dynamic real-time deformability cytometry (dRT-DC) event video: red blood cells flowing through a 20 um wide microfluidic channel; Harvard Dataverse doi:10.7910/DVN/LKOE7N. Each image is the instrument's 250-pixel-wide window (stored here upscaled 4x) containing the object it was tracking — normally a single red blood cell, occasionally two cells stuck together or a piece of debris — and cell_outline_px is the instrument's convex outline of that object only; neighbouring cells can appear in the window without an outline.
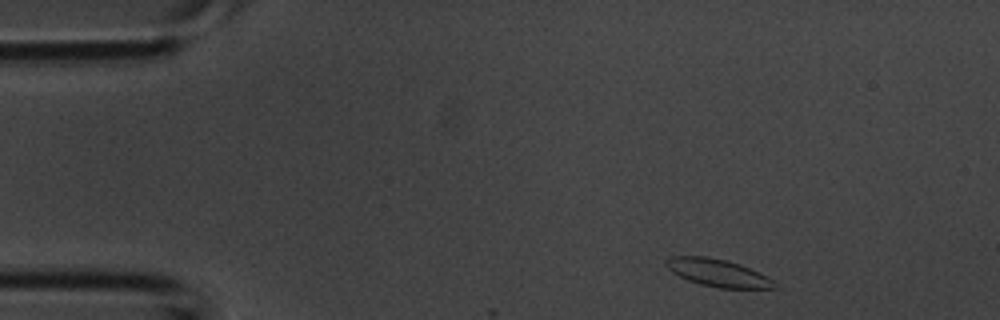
{"species": "common noctule bat (a hibernating species)", "species_latin": "Nyctalus noctula", "temperature_condition": "room temperature", "stored_images_in_passage": 3, "camera_frame_rate_fps": 3000, "um_per_image_px": 0.085, "animal": {"sex": "male", "body_mass_g": 20.1, "forearm_length_mm": 53.5}, "frame": {"image": 1, "passage_image": 1, "time_ms": 0.0, "image_size_px": [1000, 320], "cell_outline_px": [[776, 288], [720, 288], [700, 284], [688, 280], [672, 272], [664, 264], [664, 260], [672, 256], [708, 256], [728, 260], [740, 264], [760, 272], [772, 280], [776, 284]], "centroid_in_image_um": [60.99, 23.17], "position_along_channel_um": 24.0, "area_um2": 17.4}}